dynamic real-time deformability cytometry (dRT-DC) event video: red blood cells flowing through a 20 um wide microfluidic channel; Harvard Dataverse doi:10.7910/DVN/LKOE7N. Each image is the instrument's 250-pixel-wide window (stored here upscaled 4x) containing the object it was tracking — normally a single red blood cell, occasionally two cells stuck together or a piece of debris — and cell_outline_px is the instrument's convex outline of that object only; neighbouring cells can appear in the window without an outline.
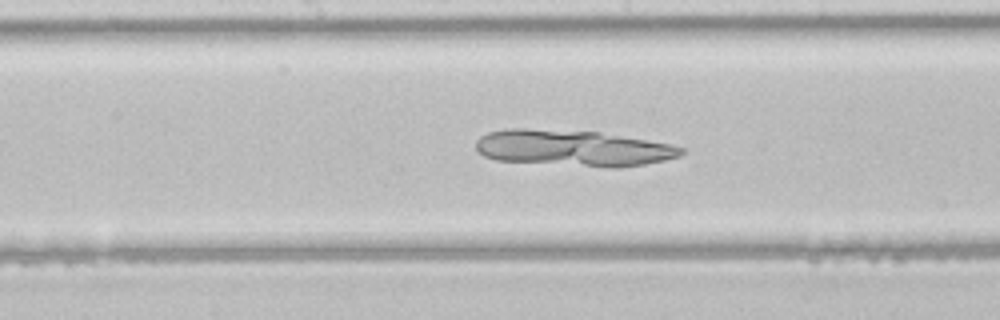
{"species": "common noctule bat (a hibernating species)", "species_latin": "Nyctalus noctula", "temperature_condition": "room temperature", "stored_images_in_passage": 43, "camera_frame_rate_fps": 3000, "um_per_image_px": 0.085, "animal": {"sex": "male", "body_mass_g": 21.5, "forearm_length_mm": 52.0}, "frame": {"image": 1, "passage_image": 21, "time_ms": 6.667, "image_size_px": [1000, 320], "cell_outline_px": [[684, 152], [680, 156], [664, 160], [644, 164], [620, 168], [612, 168], [496, 160], [484, 156], [476, 148], [476, 140], [480, 136], [488, 132], [508, 128], [528, 128], [600, 132], [668, 144], [684, 148]], "centroid_in_image_um": [48.68, 12.59], "position_along_channel_um": 199.5, "area_um2": 43.23}}
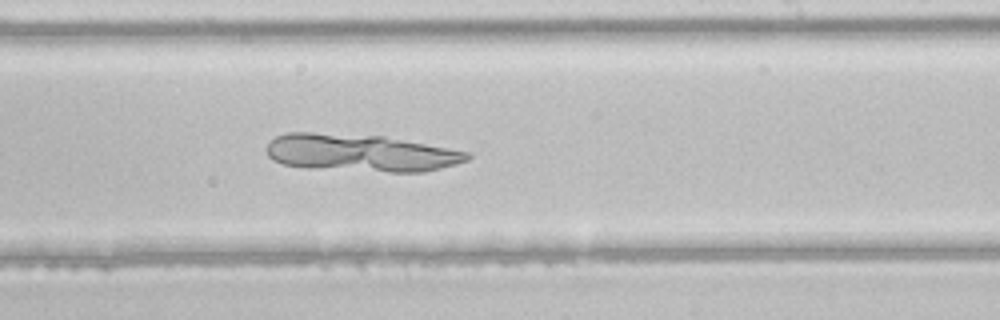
{"frame": {"image": 2, "passage_image": 25, "time_ms": 8.0, "image_size_px": [1000, 320], "cell_outline_px": [[472, 156], [468, 160], [456, 164], [424, 172], [388, 172], [308, 168], [284, 164], [272, 160], [268, 156], [264, 148], [276, 136], [284, 132], [312, 132], [384, 136], [468, 152]], "centroid_in_image_um": [30.6, 12.99], "position_along_channel_um": 258.4, "area_um2": 43.93}}
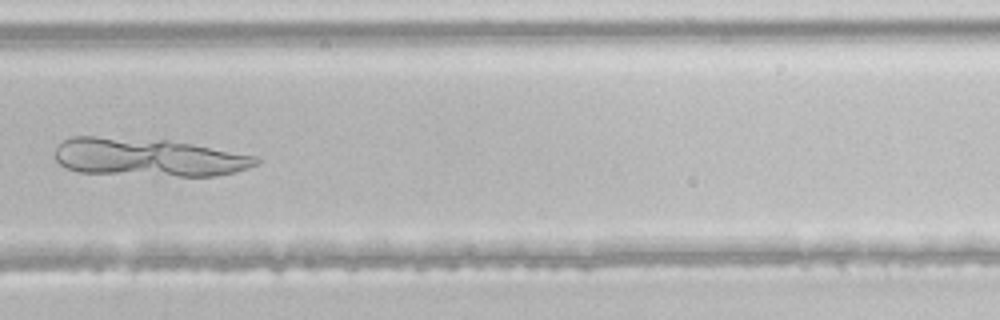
{"frame": {"image": 3, "passage_image": 29, "time_ms": 9.333, "image_size_px": [1000, 320], "cell_outline_px": [[260, 160], [256, 164], [248, 168], [216, 176], [180, 176], [80, 172], [68, 168], [60, 164], [56, 160], [56, 148], [64, 140], [72, 136], [96, 136], [168, 140], [192, 144], [256, 156]], "centroid_in_image_um": [12.59, 13.36], "position_along_channel_um": 317.2, "area_um2": 44.33}}